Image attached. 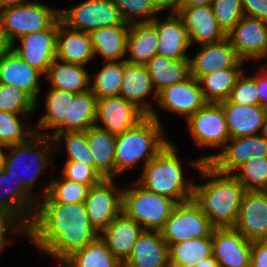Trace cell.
<instances>
[{"label":"cell","mask_w":267,"mask_h":267,"mask_svg":"<svg viewBox=\"0 0 267 267\" xmlns=\"http://www.w3.org/2000/svg\"><path fill=\"white\" fill-rule=\"evenodd\" d=\"M46 133H41V135H39L37 132L32 136L33 138L30 140H27L25 142L19 143V144H14V145H9L6 146L5 148H10V154H8V157L6 158V156H4V171L8 174V175H12L14 177H17L19 181L22 182L23 186L25 187V189L27 191H30V189L32 190V187L34 185V183L36 182L39 174L46 169V164L49 163L50 161H48V153H50L51 151H48L49 149L51 150L50 147H46L50 145V142H48L49 140H51L49 134L48 136L46 135ZM47 136V137H46ZM49 137V138H48ZM49 143V144H48ZM40 144H44L43 146H45V151L44 149H42L43 151L41 152H37L35 151L33 152V149H38L39 147H43ZM34 147V148H33ZM33 148V149H32ZM27 154H31L32 158L31 161L29 162H25V165H23V167L27 168L24 170H28V174L30 175L29 178H26V175H23L24 177H20L17 174V171L19 166H22V164H20V162H22V158H24L25 156H27ZM30 156V155H29ZM37 161V162H36ZM39 163V164H38ZM32 165V167L35 168L34 173H30L31 169L29 168ZM37 165V166H36ZM20 177V178H19Z\"/></svg>","instance_id":"cell-10"},{"label":"cell","mask_w":267,"mask_h":267,"mask_svg":"<svg viewBox=\"0 0 267 267\" xmlns=\"http://www.w3.org/2000/svg\"><path fill=\"white\" fill-rule=\"evenodd\" d=\"M65 24L58 19L56 59L62 62L85 65L94 58V48L89 36L80 30L72 28L65 32Z\"/></svg>","instance_id":"cell-27"},{"label":"cell","mask_w":267,"mask_h":267,"mask_svg":"<svg viewBox=\"0 0 267 267\" xmlns=\"http://www.w3.org/2000/svg\"><path fill=\"white\" fill-rule=\"evenodd\" d=\"M176 151V147L169 142L154 159L144 165V172L138 183L150 192L183 203L193 199L194 184L184 181L182 165Z\"/></svg>","instance_id":"cell-3"},{"label":"cell","mask_w":267,"mask_h":267,"mask_svg":"<svg viewBox=\"0 0 267 267\" xmlns=\"http://www.w3.org/2000/svg\"><path fill=\"white\" fill-rule=\"evenodd\" d=\"M262 134L267 138V118H266V121H265V124H264V128H263Z\"/></svg>","instance_id":"cell-59"},{"label":"cell","mask_w":267,"mask_h":267,"mask_svg":"<svg viewBox=\"0 0 267 267\" xmlns=\"http://www.w3.org/2000/svg\"><path fill=\"white\" fill-rule=\"evenodd\" d=\"M211 8L218 25L226 35L245 15L242 0H213Z\"/></svg>","instance_id":"cell-46"},{"label":"cell","mask_w":267,"mask_h":267,"mask_svg":"<svg viewBox=\"0 0 267 267\" xmlns=\"http://www.w3.org/2000/svg\"><path fill=\"white\" fill-rule=\"evenodd\" d=\"M11 50V44L6 38V35L0 29V59Z\"/></svg>","instance_id":"cell-54"},{"label":"cell","mask_w":267,"mask_h":267,"mask_svg":"<svg viewBox=\"0 0 267 267\" xmlns=\"http://www.w3.org/2000/svg\"><path fill=\"white\" fill-rule=\"evenodd\" d=\"M145 116L133 103L121 96H112L97 101L96 123L101 120L104 127L95 126L116 136L134 127Z\"/></svg>","instance_id":"cell-16"},{"label":"cell","mask_w":267,"mask_h":267,"mask_svg":"<svg viewBox=\"0 0 267 267\" xmlns=\"http://www.w3.org/2000/svg\"><path fill=\"white\" fill-rule=\"evenodd\" d=\"M151 22L156 26L159 36L158 55L173 60H190L184 51L192 44L191 37L178 16H168L162 22L155 17Z\"/></svg>","instance_id":"cell-25"},{"label":"cell","mask_w":267,"mask_h":267,"mask_svg":"<svg viewBox=\"0 0 267 267\" xmlns=\"http://www.w3.org/2000/svg\"><path fill=\"white\" fill-rule=\"evenodd\" d=\"M134 189L122 190V212L144 230L161 231L174 207L175 200L150 192L136 182Z\"/></svg>","instance_id":"cell-5"},{"label":"cell","mask_w":267,"mask_h":267,"mask_svg":"<svg viewBox=\"0 0 267 267\" xmlns=\"http://www.w3.org/2000/svg\"><path fill=\"white\" fill-rule=\"evenodd\" d=\"M233 144H226L222 153L200 158L217 172L230 174L251 158L267 157V138L262 134L230 138Z\"/></svg>","instance_id":"cell-9"},{"label":"cell","mask_w":267,"mask_h":267,"mask_svg":"<svg viewBox=\"0 0 267 267\" xmlns=\"http://www.w3.org/2000/svg\"><path fill=\"white\" fill-rule=\"evenodd\" d=\"M159 36L152 22H135L130 24L127 38V52L130 59H124L132 64H146L157 54Z\"/></svg>","instance_id":"cell-29"},{"label":"cell","mask_w":267,"mask_h":267,"mask_svg":"<svg viewBox=\"0 0 267 267\" xmlns=\"http://www.w3.org/2000/svg\"><path fill=\"white\" fill-rule=\"evenodd\" d=\"M123 267H170L169 246L161 231L143 230Z\"/></svg>","instance_id":"cell-21"},{"label":"cell","mask_w":267,"mask_h":267,"mask_svg":"<svg viewBox=\"0 0 267 267\" xmlns=\"http://www.w3.org/2000/svg\"><path fill=\"white\" fill-rule=\"evenodd\" d=\"M41 75L12 50L0 59V83L25 91L36 102V107Z\"/></svg>","instance_id":"cell-24"},{"label":"cell","mask_w":267,"mask_h":267,"mask_svg":"<svg viewBox=\"0 0 267 267\" xmlns=\"http://www.w3.org/2000/svg\"><path fill=\"white\" fill-rule=\"evenodd\" d=\"M153 87H155L154 98L157 93L165 87L180 83L190 76L189 60H173L156 54L146 64Z\"/></svg>","instance_id":"cell-31"},{"label":"cell","mask_w":267,"mask_h":267,"mask_svg":"<svg viewBox=\"0 0 267 267\" xmlns=\"http://www.w3.org/2000/svg\"><path fill=\"white\" fill-rule=\"evenodd\" d=\"M198 146L224 147L229 142L226 117L219 103H207L187 119Z\"/></svg>","instance_id":"cell-11"},{"label":"cell","mask_w":267,"mask_h":267,"mask_svg":"<svg viewBox=\"0 0 267 267\" xmlns=\"http://www.w3.org/2000/svg\"><path fill=\"white\" fill-rule=\"evenodd\" d=\"M44 198L43 203H37L26 229L41 251L63 262L99 236L91 226L85 203L55 202L48 194Z\"/></svg>","instance_id":"cell-1"},{"label":"cell","mask_w":267,"mask_h":267,"mask_svg":"<svg viewBox=\"0 0 267 267\" xmlns=\"http://www.w3.org/2000/svg\"><path fill=\"white\" fill-rule=\"evenodd\" d=\"M143 230L142 226L121 212L102 231V236H99L113 256L123 264Z\"/></svg>","instance_id":"cell-23"},{"label":"cell","mask_w":267,"mask_h":267,"mask_svg":"<svg viewBox=\"0 0 267 267\" xmlns=\"http://www.w3.org/2000/svg\"><path fill=\"white\" fill-rule=\"evenodd\" d=\"M225 113L230 138L257 135L263 132L267 109L261 105H241L229 99L219 103Z\"/></svg>","instance_id":"cell-22"},{"label":"cell","mask_w":267,"mask_h":267,"mask_svg":"<svg viewBox=\"0 0 267 267\" xmlns=\"http://www.w3.org/2000/svg\"><path fill=\"white\" fill-rule=\"evenodd\" d=\"M262 72L265 73V76L257 75V89H258V95L260 97V105L267 109V70L262 68Z\"/></svg>","instance_id":"cell-52"},{"label":"cell","mask_w":267,"mask_h":267,"mask_svg":"<svg viewBox=\"0 0 267 267\" xmlns=\"http://www.w3.org/2000/svg\"><path fill=\"white\" fill-rule=\"evenodd\" d=\"M266 55H267V48H266V50L264 51L262 57H264V56H266Z\"/></svg>","instance_id":"cell-60"},{"label":"cell","mask_w":267,"mask_h":267,"mask_svg":"<svg viewBox=\"0 0 267 267\" xmlns=\"http://www.w3.org/2000/svg\"><path fill=\"white\" fill-rule=\"evenodd\" d=\"M122 193H116L112 178H104L89 188L84 203L91 226L98 233L122 212Z\"/></svg>","instance_id":"cell-12"},{"label":"cell","mask_w":267,"mask_h":267,"mask_svg":"<svg viewBox=\"0 0 267 267\" xmlns=\"http://www.w3.org/2000/svg\"><path fill=\"white\" fill-rule=\"evenodd\" d=\"M89 186L65 179H51L49 185L43 190V195L48 194L55 202L73 204L84 203L87 198Z\"/></svg>","instance_id":"cell-40"},{"label":"cell","mask_w":267,"mask_h":267,"mask_svg":"<svg viewBox=\"0 0 267 267\" xmlns=\"http://www.w3.org/2000/svg\"><path fill=\"white\" fill-rule=\"evenodd\" d=\"M53 61L47 72L51 88L65 90L74 94L90 90L91 79L83 65Z\"/></svg>","instance_id":"cell-34"},{"label":"cell","mask_w":267,"mask_h":267,"mask_svg":"<svg viewBox=\"0 0 267 267\" xmlns=\"http://www.w3.org/2000/svg\"><path fill=\"white\" fill-rule=\"evenodd\" d=\"M88 147L94 158V170L104 179L115 176L116 136L92 126L86 130Z\"/></svg>","instance_id":"cell-30"},{"label":"cell","mask_w":267,"mask_h":267,"mask_svg":"<svg viewBox=\"0 0 267 267\" xmlns=\"http://www.w3.org/2000/svg\"><path fill=\"white\" fill-rule=\"evenodd\" d=\"M164 9L170 7L171 0H156Z\"/></svg>","instance_id":"cell-58"},{"label":"cell","mask_w":267,"mask_h":267,"mask_svg":"<svg viewBox=\"0 0 267 267\" xmlns=\"http://www.w3.org/2000/svg\"><path fill=\"white\" fill-rule=\"evenodd\" d=\"M179 17L191 41L200 45L217 43L226 38L214 16L211 5L171 8Z\"/></svg>","instance_id":"cell-18"},{"label":"cell","mask_w":267,"mask_h":267,"mask_svg":"<svg viewBox=\"0 0 267 267\" xmlns=\"http://www.w3.org/2000/svg\"><path fill=\"white\" fill-rule=\"evenodd\" d=\"M57 31L58 20L47 30L22 36L19 38L22 46L14 48L11 45V50L31 67L46 75L56 59Z\"/></svg>","instance_id":"cell-13"},{"label":"cell","mask_w":267,"mask_h":267,"mask_svg":"<svg viewBox=\"0 0 267 267\" xmlns=\"http://www.w3.org/2000/svg\"><path fill=\"white\" fill-rule=\"evenodd\" d=\"M130 25H114L98 28L89 33L94 54L100 53L107 62L123 60L127 52V38Z\"/></svg>","instance_id":"cell-33"},{"label":"cell","mask_w":267,"mask_h":267,"mask_svg":"<svg viewBox=\"0 0 267 267\" xmlns=\"http://www.w3.org/2000/svg\"><path fill=\"white\" fill-rule=\"evenodd\" d=\"M63 263L64 267H123L100 236L84 248L74 251Z\"/></svg>","instance_id":"cell-36"},{"label":"cell","mask_w":267,"mask_h":267,"mask_svg":"<svg viewBox=\"0 0 267 267\" xmlns=\"http://www.w3.org/2000/svg\"><path fill=\"white\" fill-rule=\"evenodd\" d=\"M154 89L151 76L144 64H132L124 60V74L119 96L133 103L146 116L158 121L150 105L141 100ZM141 102V103H140Z\"/></svg>","instance_id":"cell-26"},{"label":"cell","mask_w":267,"mask_h":267,"mask_svg":"<svg viewBox=\"0 0 267 267\" xmlns=\"http://www.w3.org/2000/svg\"><path fill=\"white\" fill-rule=\"evenodd\" d=\"M162 132L159 121L145 116L134 127L116 135L115 176L132 167L141 158H144L145 164L154 159L168 144V141L162 139Z\"/></svg>","instance_id":"cell-4"},{"label":"cell","mask_w":267,"mask_h":267,"mask_svg":"<svg viewBox=\"0 0 267 267\" xmlns=\"http://www.w3.org/2000/svg\"><path fill=\"white\" fill-rule=\"evenodd\" d=\"M226 38L242 61L262 58L267 48V22L244 15Z\"/></svg>","instance_id":"cell-17"},{"label":"cell","mask_w":267,"mask_h":267,"mask_svg":"<svg viewBox=\"0 0 267 267\" xmlns=\"http://www.w3.org/2000/svg\"><path fill=\"white\" fill-rule=\"evenodd\" d=\"M195 267H218L217 260L213 255L210 257L202 260L200 263H198Z\"/></svg>","instance_id":"cell-55"},{"label":"cell","mask_w":267,"mask_h":267,"mask_svg":"<svg viewBox=\"0 0 267 267\" xmlns=\"http://www.w3.org/2000/svg\"><path fill=\"white\" fill-rule=\"evenodd\" d=\"M14 221H16V218L13 215H11L8 212L0 210V250L8 242V240H6L4 236H5V233L8 232V225H10Z\"/></svg>","instance_id":"cell-51"},{"label":"cell","mask_w":267,"mask_h":267,"mask_svg":"<svg viewBox=\"0 0 267 267\" xmlns=\"http://www.w3.org/2000/svg\"><path fill=\"white\" fill-rule=\"evenodd\" d=\"M201 48V51L189 60L190 75L197 81L215 71L242 66L243 61L227 38L217 43L204 44Z\"/></svg>","instance_id":"cell-20"},{"label":"cell","mask_w":267,"mask_h":267,"mask_svg":"<svg viewBox=\"0 0 267 267\" xmlns=\"http://www.w3.org/2000/svg\"><path fill=\"white\" fill-rule=\"evenodd\" d=\"M60 18V11H54L43 4L28 2L0 10V29L11 45L15 38L49 29Z\"/></svg>","instance_id":"cell-6"},{"label":"cell","mask_w":267,"mask_h":267,"mask_svg":"<svg viewBox=\"0 0 267 267\" xmlns=\"http://www.w3.org/2000/svg\"><path fill=\"white\" fill-rule=\"evenodd\" d=\"M245 15L267 22V0H242Z\"/></svg>","instance_id":"cell-49"},{"label":"cell","mask_w":267,"mask_h":267,"mask_svg":"<svg viewBox=\"0 0 267 267\" xmlns=\"http://www.w3.org/2000/svg\"><path fill=\"white\" fill-rule=\"evenodd\" d=\"M234 228L248 241L267 240V190L245 191Z\"/></svg>","instance_id":"cell-14"},{"label":"cell","mask_w":267,"mask_h":267,"mask_svg":"<svg viewBox=\"0 0 267 267\" xmlns=\"http://www.w3.org/2000/svg\"><path fill=\"white\" fill-rule=\"evenodd\" d=\"M65 136V143L69 154L67 161L80 162L94 169V158L87 144L86 131L84 132H63L58 135H50L54 141Z\"/></svg>","instance_id":"cell-45"},{"label":"cell","mask_w":267,"mask_h":267,"mask_svg":"<svg viewBox=\"0 0 267 267\" xmlns=\"http://www.w3.org/2000/svg\"><path fill=\"white\" fill-rule=\"evenodd\" d=\"M74 93L52 88L46 97L47 114L38 123L39 128H57L63 121H69L70 98Z\"/></svg>","instance_id":"cell-39"},{"label":"cell","mask_w":267,"mask_h":267,"mask_svg":"<svg viewBox=\"0 0 267 267\" xmlns=\"http://www.w3.org/2000/svg\"><path fill=\"white\" fill-rule=\"evenodd\" d=\"M18 120V115L0 111V145L3 147L27 141L36 130L25 129Z\"/></svg>","instance_id":"cell-44"},{"label":"cell","mask_w":267,"mask_h":267,"mask_svg":"<svg viewBox=\"0 0 267 267\" xmlns=\"http://www.w3.org/2000/svg\"><path fill=\"white\" fill-rule=\"evenodd\" d=\"M197 167L202 177H211L203 185H194L193 200L210 219L214 228H234L239 213L245 188L231 174L217 172L201 159L191 162Z\"/></svg>","instance_id":"cell-2"},{"label":"cell","mask_w":267,"mask_h":267,"mask_svg":"<svg viewBox=\"0 0 267 267\" xmlns=\"http://www.w3.org/2000/svg\"><path fill=\"white\" fill-rule=\"evenodd\" d=\"M63 177L89 187L98 184L103 178L92 168L80 162L67 161L63 168Z\"/></svg>","instance_id":"cell-48"},{"label":"cell","mask_w":267,"mask_h":267,"mask_svg":"<svg viewBox=\"0 0 267 267\" xmlns=\"http://www.w3.org/2000/svg\"><path fill=\"white\" fill-rule=\"evenodd\" d=\"M250 267H267V240L252 242Z\"/></svg>","instance_id":"cell-50"},{"label":"cell","mask_w":267,"mask_h":267,"mask_svg":"<svg viewBox=\"0 0 267 267\" xmlns=\"http://www.w3.org/2000/svg\"><path fill=\"white\" fill-rule=\"evenodd\" d=\"M241 67H232L215 71L200 80L201 90L208 103H220L227 100L235 86L236 80L243 72ZM208 91V92H207Z\"/></svg>","instance_id":"cell-37"},{"label":"cell","mask_w":267,"mask_h":267,"mask_svg":"<svg viewBox=\"0 0 267 267\" xmlns=\"http://www.w3.org/2000/svg\"><path fill=\"white\" fill-rule=\"evenodd\" d=\"M212 1L213 0H171L169 9L211 5Z\"/></svg>","instance_id":"cell-53"},{"label":"cell","mask_w":267,"mask_h":267,"mask_svg":"<svg viewBox=\"0 0 267 267\" xmlns=\"http://www.w3.org/2000/svg\"><path fill=\"white\" fill-rule=\"evenodd\" d=\"M238 169L240 172H234L233 176L246 191L267 190V157L251 158Z\"/></svg>","instance_id":"cell-41"},{"label":"cell","mask_w":267,"mask_h":267,"mask_svg":"<svg viewBox=\"0 0 267 267\" xmlns=\"http://www.w3.org/2000/svg\"><path fill=\"white\" fill-rule=\"evenodd\" d=\"M214 227L201 207L193 200L178 203L164 228L161 230L163 239L168 246L186 239L212 236Z\"/></svg>","instance_id":"cell-7"},{"label":"cell","mask_w":267,"mask_h":267,"mask_svg":"<svg viewBox=\"0 0 267 267\" xmlns=\"http://www.w3.org/2000/svg\"><path fill=\"white\" fill-rule=\"evenodd\" d=\"M14 178H15L14 176L8 175L3 170L0 173V189H4L3 184L7 185L6 183L13 182L12 180ZM15 179H17V181H15L16 185L15 186L13 185V187H12V185H11V187H9V185H8V189L5 188L3 191V193H5V195L7 193L8 199L6 200V198H2V197L0 198V210L10 213L15 218L18 215H19V217H21V215H22V218H21L22 221H21L20 225H16L18 227H15L14 231H17V232L22 231L26 234V229L28 228L30 221L32 220V217L34 216V213H35V212H33V208L35 206V210H36L37 203L34 204L35 201H33L31 199V195L25 189L22 182L19 181L17 177ZM24 206L26 207V209H24ZM24 210L25 211L27 210L29 215L27 214V216L26 215L23 216Z\"/></svg>","instance_id":"cell-28"},{"label":"cell","mask_w":267,"mask_h":267,"mask_svg":"<svg viewBox=\"0 0 267 267\" xmlns=\"http://www.w3.org/2000/svg\"><path fill=\"white\" fill-rule=\"evenodd\" d=\"M105 66L94 74V81L91 92L94 94L96 101L106 99L112 96H119L123 74H124V60L104 62Z\"/></svg>","instance_id":"cell-38"},{"label":"cell","mask_w":267,"mask_h":267,"mask_svg":"<svg viewBox=\"0 0 267 267\" xmlns=\"http://www.w3.org/2000/svg\"><path fill=\"white\" fill-rule=\"evenodd\" d=\"M36 109V102L23 90L0 83V111L28 115Z\"/></svg>","instance_id":"cell-43"},{"label":"cell","mask_w":267,"mask_h":267,"mask_svg":"<svg viewBox=\"0 0 267 267\" xmlns=\"http://www.w3.org/2000/svg\"><path fill=\"white\" fill-rule=\"evenodd\" d=\"M2 148H4L3 146L0 145V173L4 170V156L5 154H3Z\"/></svg>","instance_id":"cell-57"},{"label":"cell","mask_w":267,"mask_h":267,"mask_svg":"<svg viewBox=\"0 0 267 267\" xmlns=\"http://www.w3.org/2000/svg\"><path fill=\"white\" fill-rule=\"evenodd\" d=\"M157 101L162 108L182 114L187 119L208 103L201 84L191 75L186 80L159 91Z\"/></svg>","instance_id":"cell-19"},{"label":"cell","mask_w":267,"mask_h":267,"mask_svg":"<svg viewBox=\"0 0 267 267\" xmlns=\"http://www.w3.org/2000/svg\"><path fill=\"white\" fill-rule=\"evenodd\" d=\"M97 101L91 90L70 98L69 121H63L53 135L63 132H84L96 124Z\"/></svg>","instance_id":"cell-32"},{"label":"cell","mask_w":267,"mask_h":267,"mask_svg":"<svg viewBox=\"0 0 267 267\" xmlns=\"http://www.w3.org/2000/svg\"><path fill=\"white\" fill-rule=\"evenodd\" d=\"M112 1L118 7L123 21L129 24L138 22V19L140 18H141L140 22H151L155 18L154 15L157 12L162 11L164 9L156 0H112ZM136 17H138V19ZM143 17L146 18L144 19Z\"/></svg>","instance_id":"cell-42"},{"label":"cell","mask_w":267,"mask_h":267,"mask_svg":"<svg viewBox=\"0 0 267 267\" xmlns=\"http://www.w3.org/2000/svg\"><path fill=\"white\" fill-rule=\"evenodd\" d=\"M228 99L235 104L260 105V97L257 89V74L253 77H245L242 72L236 80Z\"/></svg>","instance_id":"cell-47"},{"label":"cell","mask_w":267,"mask_h":267,"mask_svg":"<svg viewBox=\"0 0 267 267\" xmlns=\"http://www.w3.org/2000/svg\"><path fill=\"white\" fill-rule=\"evenodd\" d=\"M212 255V236L186 239L169 246L170 267H195Z\"/></svg>","instance_id":"cell-35"},{"label":"cell","mask_w":267,"mask_h":267,"mask_svg":"<svg viewBox=\"0 0 267 267\" xmlns=\"http://www.w3.org/2000/svg\"><path fill=\"white\" fill-rule=\"evenodd\" d=\"M25 1V0H24ZM23 0H0V10L20 4H24Z\"/></svg>","instance_id":"cell-56"},{"label":"cell","mask_w":267,"mask_h":267,"mask_svg":"<svg viewBox=\"0 0 267 267\" xmlns=\"http://www.w3.org/2000/svg\"><path fill=\"white\" fill-rule=\"evenodd\" d=\"M252 242L235 228H214L212 255L218 267H250Z\"/></svg>","instance_id":"cell-15"},{"label":"cell","mask_w":267,"mask_h":267,"mask_svg":"<svg viewBox=\"0 0 267 267\" xmlns=\"http://www.w3.org/2000/svg\"><path fill=\"white\" fill-rule=\"evenodd\" d=\"M60 19L66 28L85 33L114 25H130L123 21L112 0H86L69 10L60 11Z\"/></svg>","instance_id":"cell-8"}]
</instances>
